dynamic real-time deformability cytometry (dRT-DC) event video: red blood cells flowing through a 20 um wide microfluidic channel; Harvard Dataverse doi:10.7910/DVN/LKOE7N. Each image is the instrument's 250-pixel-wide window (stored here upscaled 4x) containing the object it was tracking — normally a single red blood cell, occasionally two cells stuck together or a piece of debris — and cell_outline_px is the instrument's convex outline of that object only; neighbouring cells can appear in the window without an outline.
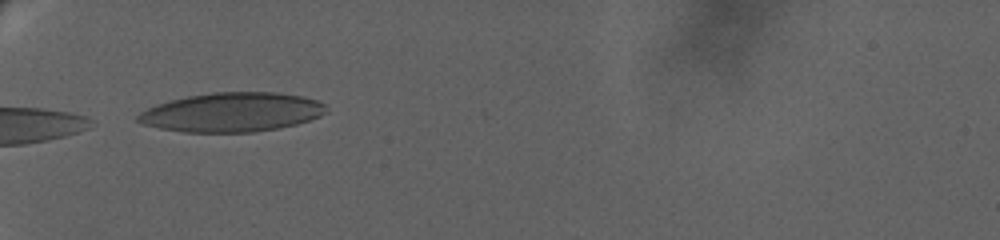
{"species": "human", "species_latin": "Homo sapiens", "temperature_condition": "warm", "stored_images_in_passage": 12, "camera_frame_rate_fps": 3000, "um_per_image_px": 0.085, "donor": {"sex": "female"}, "frame": {"image": 1, "passage_image": 1, "time_ms": 0.0, "image_size_px": [1000, 240], "cell_outline_px": [[328, 112], [320, 116], [296, 124], [280, 128], [252, 132], [184, 132], [160, 128], [144, 124], [136, 120], [136, 116], [140, 112], [148, 108], [172, 100], [188, 96], [212, 92], [276, 92], [304, 96], [316, 100], [324, 104]], "centroid_in_image_um": [19.74, 9.54], "position_along_channel_um": 65.3, "area_um2": 42.89}}